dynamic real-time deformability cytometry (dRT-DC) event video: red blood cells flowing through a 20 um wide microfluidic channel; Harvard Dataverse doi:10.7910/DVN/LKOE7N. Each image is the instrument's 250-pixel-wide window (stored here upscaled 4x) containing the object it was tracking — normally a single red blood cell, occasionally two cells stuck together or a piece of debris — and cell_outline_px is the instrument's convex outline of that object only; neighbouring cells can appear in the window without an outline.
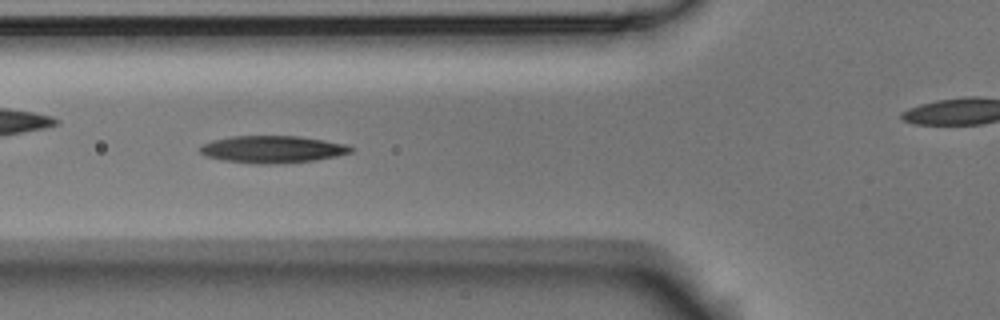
{"species": "Egyptian fruit bat (a non-hibernating species)", "species_latin": "Rousettus aegyptiacus", "temperature_condition": "room temperature", "stored_images_in_passage": 53, "camera_frame_rate_fps": 3000, "um_per_image_px": 0.085, "animal": {"sex": "male"}, "frame": {"image": 1, "passage_image": 18, "time_ms": 5.667, "image_size_px": [1000, 320], "cell_outline_px": [[356, 148], [352, 152], [336, 156], [316, 160], [272, 164], [256, 164], [220, 160], [204, 156], [200, 152], [200, 148], [204, 144], [212, 140], [232, 136], [300, 136], [348, 144]], "centroid_in_image_um": [23.18, 12.69], "position_along_channel_um": 102.6, "area_um2": 24.1}}
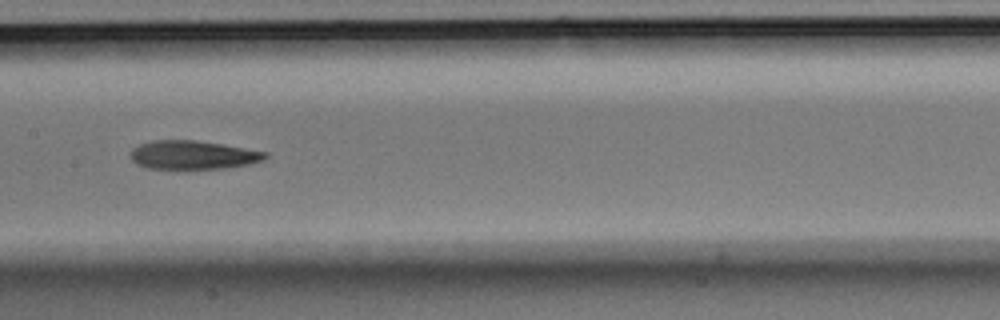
{"frame": {"image": 2, "passage_image": 25, "time_ms": 8.0, "image_size_px": [1000, 320], "cell_outline_px": [[268, 156], [264, 160], [248, 164], [228, 168], [148, 168], [136, 164], [132, 160], [132, 148], [140, 144], [152, 140], [196, 140], [268, 152]], "centroid_in_image_um": [16.41, 13.16], "position_along_channel_um": 191.0, "area_um2": 22.25}}
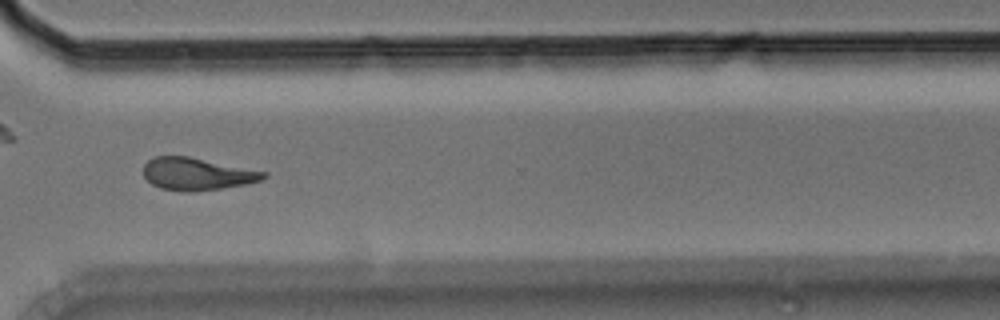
{"frame": {"image": 3, "passage_image": 38, "time_ms": 12.333, "image_size_px": [1000, 320], "cell_outline_px": [[268, 176], [260, 180], [244, 184], [220, 188], [192, 192], [180, 192], [160, 188], [152, 184], [144, 176], [144, 164], [152, 156], [188, 156], [268, 172]], "centroid_in_image_um": [16.72, 14.78], "position_along_channel_um": 353.9, "area_um2": 22.66}, "authors_computed_cell_mechanics": {"area_um2": 22.6576, "velocity_mm_per_s": 3.7639, "shape_relaxation_time_tau1_ms": 4.7405, "shape_relaxation_time_tau2_ms": 6.943, "deformation_change_tau1": 0.1731, "deformation_change_tau2": 0.1888}}